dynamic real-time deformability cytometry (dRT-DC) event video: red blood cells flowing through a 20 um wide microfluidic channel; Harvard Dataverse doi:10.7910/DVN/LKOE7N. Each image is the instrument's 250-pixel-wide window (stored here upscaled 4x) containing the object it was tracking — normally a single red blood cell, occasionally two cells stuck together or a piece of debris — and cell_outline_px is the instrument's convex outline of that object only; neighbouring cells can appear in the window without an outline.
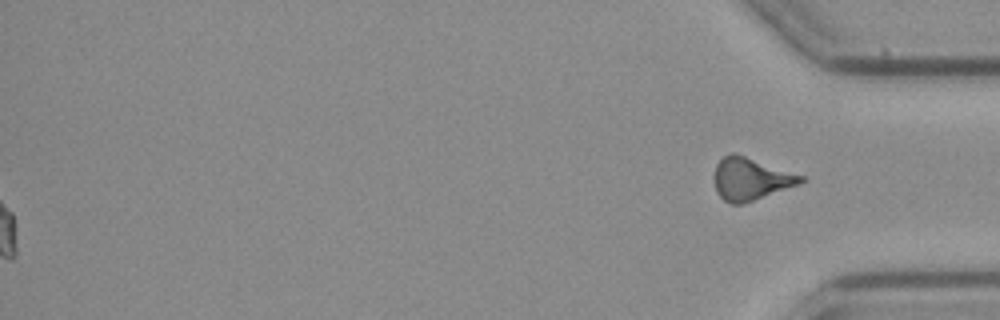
{"species": "common noctule bat (a hibernating species)", "species_latin": "Nyctalus noctula", "temperature_condition": "cold", "stored_images_in_passage": 53, "segment_of_instrument_passage": [2, 2], "camera_frame_rate_fps": 3000, "um_per_image_px": 0.085, "animal": {"sex": "female", "body_mass_g": 21.9}, "frame": {"image": 1, "passage_image": 53, "time_ms": 17.333, "image_size_px": [1000, 320], "cell_outline_px": [[808, 180], [800, 184], [740, 204], [732, 204], [724, 200], [716, 192], [712, 180], [712, 176], [716, 164], [724, 156], [732, 152], [736, 152], [808, 176]], "centroid_in_image_um": [63.83, 15.17], "position_along_channel_um": 371.4, "area_um2": 22.02}}